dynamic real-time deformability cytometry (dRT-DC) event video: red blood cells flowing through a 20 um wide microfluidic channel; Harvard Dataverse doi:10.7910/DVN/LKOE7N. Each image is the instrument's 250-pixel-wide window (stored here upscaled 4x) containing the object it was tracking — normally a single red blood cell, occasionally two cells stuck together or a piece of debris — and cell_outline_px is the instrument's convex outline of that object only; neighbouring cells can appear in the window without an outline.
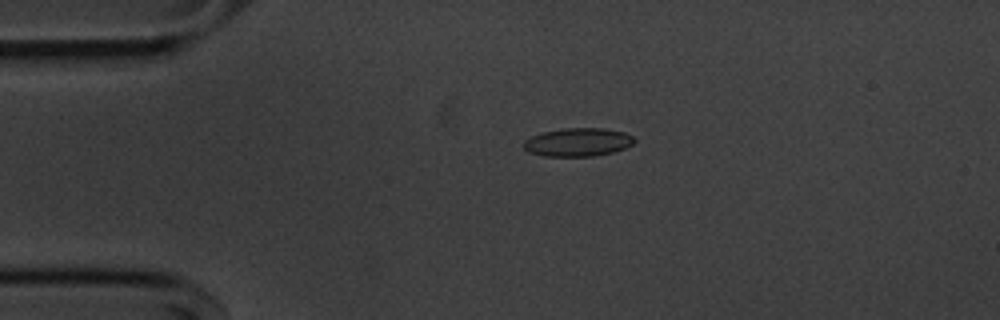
{"species": "common noctule bat (a hibernating species)", "species_latin": "Nyctalus noctula", "temperature_condition": "cold", "stored_images_in_passage": 46, "camera_frame_rate_fps": 3000, "um_per_image_px": 0.085, "animal": {"sex": "male", "body_mass_g": 20.1, "forearm_length_mm": 53.5}, "frame": {"image": 1, "passage_image": 3, "time_ms": 0.667, "image_size_px": [1000, 320], "cell_outline_px": [[636, 140], [632, 144], [624, 148], [612, 152], [592, 156], [544, 156], [528, 152], [524, 148], [524, 140], [532, 136], [544, 132], [564, 128], [604, 128], [624, 132], [632, 136]], "centroid_in_image_um": [49.12, 12.08], "position_along_channel_um": 35.9, "area_um2": 18.15}}
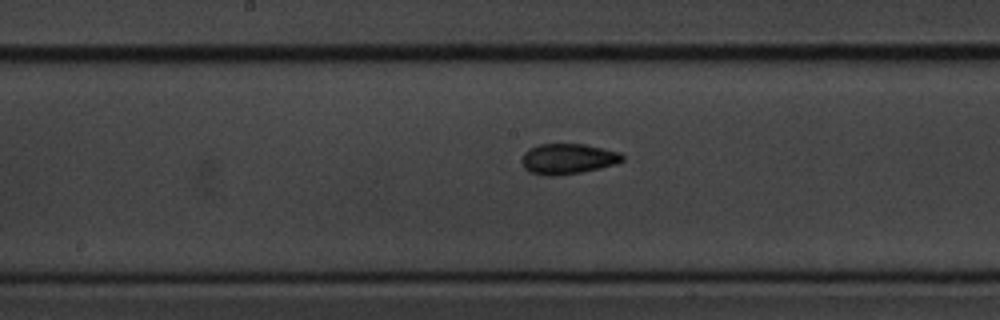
{"frame": {"image": 2, "passage_image": 19, "time_ms": 6.0, "image_size_px": [1000, 320], "cell_outline_px": [[624, 160], [616, 164], [600, 168], [580, 172], [556, 176], [548, 176], [528, 172], [524, 168], [524, 152], [528, 148], [540, 144], [584, 144], [620, 152], [624, 156]], "centroid_in_image_um": [48.29, 13.5], "position_along_channel_um": 199.9, "area_um2": 17.8}}
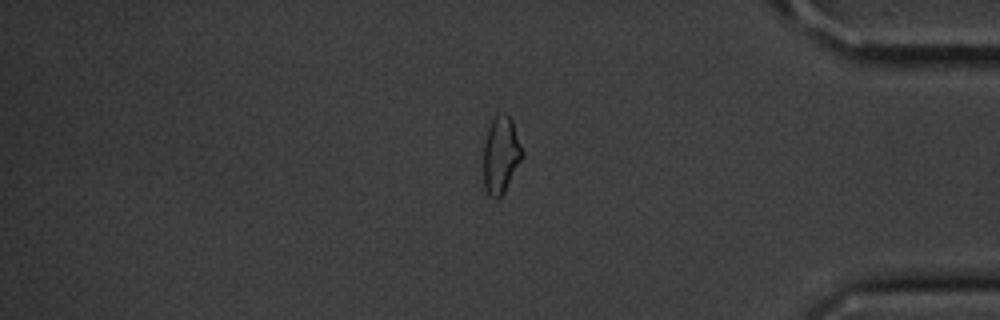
{"frame": {"image": 3, "passage_image": 37, "time_ms": 12.0, "image_size_px": [1000, 320], "cell_outline_px": [[524, 156], [504, 192], [496, 200], [484, 188], [484, 144], [488, 128], [492, 120], [496, 116], [504, 112], [512, 120], [524, 152]], "centroid_in_image_um": [42.59, 13.16], "position_along_channel_um": 392.6, "area_um2": 17.28}, "authors_computed_cell_mechanics": {"area_um2": 17.629, "velocity_mm_per_s": 3.6597, "shape_relaxation_time_tau1_ms": 3.543, "shape_relaxation_time_tau2_ms": 2.3981, "deformation_change_tau1": 0.1159, "deformation_change_tau2": 0.0845}}